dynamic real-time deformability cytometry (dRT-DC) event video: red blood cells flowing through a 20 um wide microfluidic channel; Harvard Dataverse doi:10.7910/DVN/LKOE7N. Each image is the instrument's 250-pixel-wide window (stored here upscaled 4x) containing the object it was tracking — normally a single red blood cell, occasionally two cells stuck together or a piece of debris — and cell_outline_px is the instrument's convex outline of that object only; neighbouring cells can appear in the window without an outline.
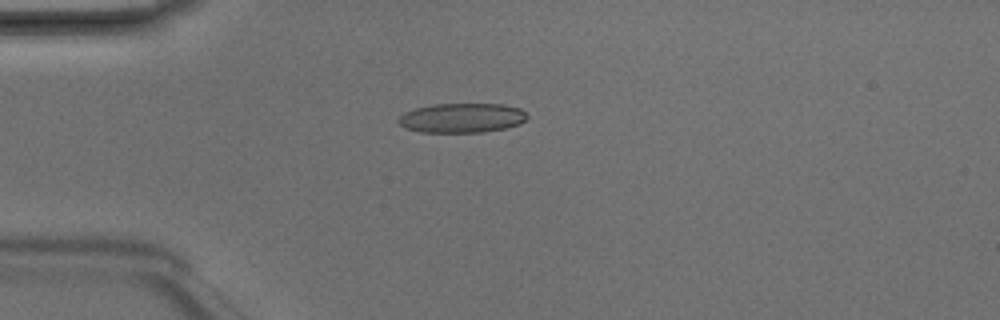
{"species": "Egyptian fruit bat (a non-hibernating species)", "species_latin": "Rousettus aegyptiacus", "temperature_condition": "room temperature", "stored_images_in_passage": 4, "camera_frame_rate_fps": 3000, "um_per_image_px": 0.085, "animal": {"sex": "male"}, "frame": {"image": 1, "passage_image": 4, "time_ms": 1.0, "image_size_px": [1000, 320], "cell_outline_px": [[528, 116], [520, 124], [504, 128], [484, 132], [420, 132], [408, 128], [400, 124], [396, 120], [404, 112], [416, 108], [436, 104], [504, 104], [520, 108]], "centroid_in_image_um": [39.27, 10.02], "position_along_channel_um": 45.7, "area_um2": 22.02}}